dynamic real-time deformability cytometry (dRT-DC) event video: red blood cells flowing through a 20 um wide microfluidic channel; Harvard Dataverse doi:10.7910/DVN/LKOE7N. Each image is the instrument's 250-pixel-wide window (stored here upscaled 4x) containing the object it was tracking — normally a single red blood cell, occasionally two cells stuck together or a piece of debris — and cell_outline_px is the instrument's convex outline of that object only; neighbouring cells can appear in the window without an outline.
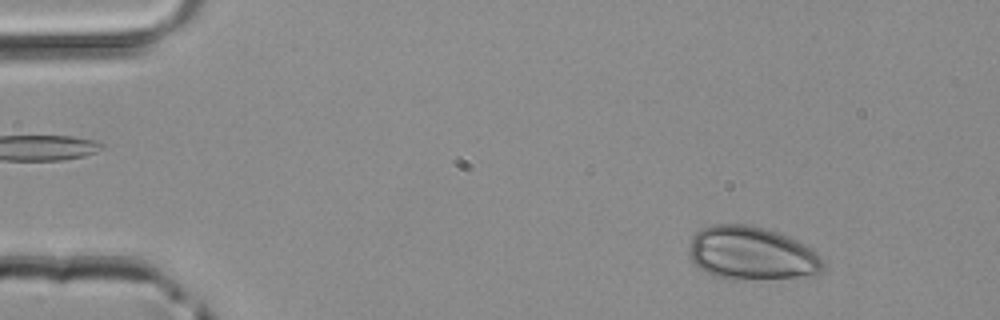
{"species": "common noctule bat (a hibernating species)", "species_latin": "Nyctalus noctula", "temperature_condition": "room temperature", "stored_images_in_passage": 16, "camera_frame_rate_fps": 3000, "um_per_image_px": 0.085, "animal": {"sex": "male", "body_mass_g": 20.4}, "frame": {"image": 1, "passage_image": 5, "time_ms": 1.333, "image_size_px": [1000, 320], "cell_outline_px": [[824, 272], [816, 276], [732, 280], [712, 276], [700, 268], [692, 260], [688, 252], [692, 236], [700, 228], [712, 224], [748, 224], [764, 228], [788, 236], [796, 240], [820, 256], [824, 260]], "centroid_in_image_um": [63.89, 21.55], "position_along_channel_um": 21.1, "area_um2": 42.08}}
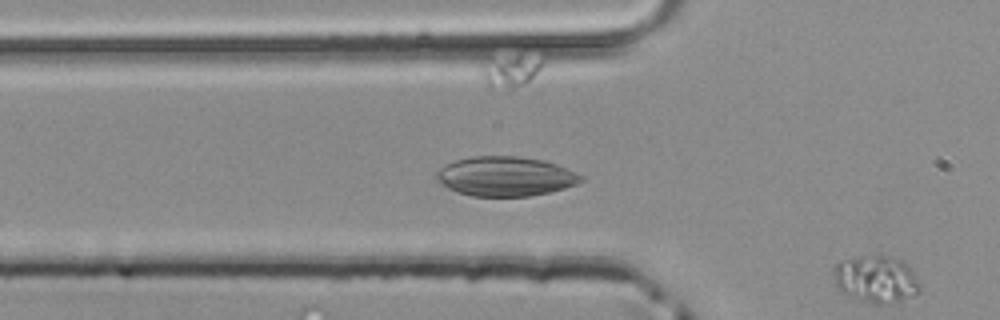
{"frame": {"image": 2, "passage_image": 16, "time_ms": 5.0, "image_size_px": [1000, 320], "cell_outline_px": [[920, 292], [912, 296], [900, 300], [880, 304], [876, 304], [844, 296], [840, 292], [836, 284], [832, 272], [832, 268], [836, 264], [844, 260], [860, 256], [888, 256], [904, 260], [908, 264], [920, 284]], "centroid_in_image_um": [74.44, 23.73], "position_along_channel_um": 51.4, "area_um2": 23.87}}